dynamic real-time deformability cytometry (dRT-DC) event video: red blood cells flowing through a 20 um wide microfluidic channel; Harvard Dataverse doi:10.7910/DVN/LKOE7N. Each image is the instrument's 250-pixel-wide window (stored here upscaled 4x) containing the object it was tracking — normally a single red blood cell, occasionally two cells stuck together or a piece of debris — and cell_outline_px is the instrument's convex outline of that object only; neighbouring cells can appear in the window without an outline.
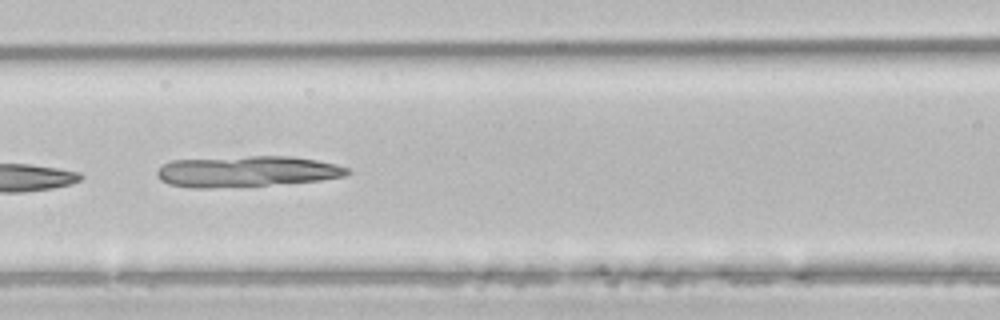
{"species": "common noctule bat (a hibernating species)", "species_latin": "Nyctalus noctula", "temperature_condition": "room temperature", "stored_images_in_passage": 4, "camera_frame_rate_fps": 3000, "um_per_image_px": 0.085, "animal": {"sex": "male", "body_mass_g": 21.5, "forearm_length_mm": 52.0}, "frame": {"image": 1, "passage_image": 4, "time_ms": 1.0, "image_size_px": [1000, 320], "cell_outline_px": [[352, 172], [344, 176], [320, 180], [268, 184], [212, 188], [192, 188], [168, 184], [160, 180], [156, 176], [156, 172], [164, 164], [172, 160], [248, 156], [292, 156], [316, 160], [336, 164], [348, 168]], "centroid_in_image_um": [20.94, 14.56], "position_along_channel_um": 145.7, "area_um2": 34.1}}